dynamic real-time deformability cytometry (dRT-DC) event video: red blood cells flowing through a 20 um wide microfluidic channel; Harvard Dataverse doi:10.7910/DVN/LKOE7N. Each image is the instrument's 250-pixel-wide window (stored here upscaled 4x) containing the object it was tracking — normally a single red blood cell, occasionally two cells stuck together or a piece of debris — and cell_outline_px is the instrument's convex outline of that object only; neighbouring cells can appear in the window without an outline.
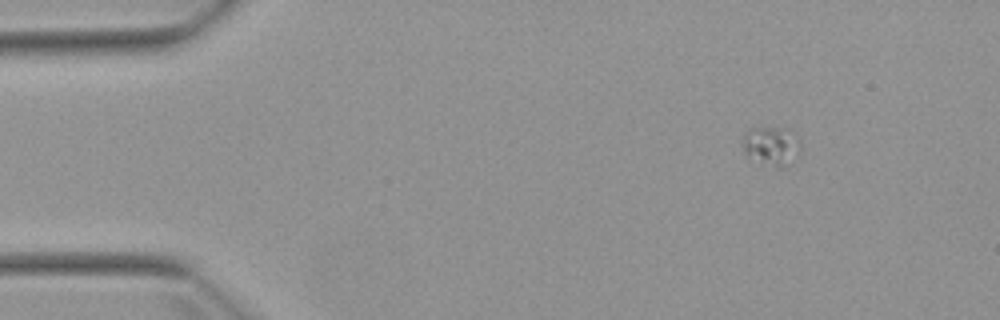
{"species": "Egyptian fruit bat (a non-hibernating species)", "species_latin": "Rousettus aegyptiacus", "temperature_condition": "warm", "stored_images_in_passage": 7, "camera_frame_rate_fps": 3000, "um_per_image_px": 0.085, "animal": {"sex": "female"}, "frame": {"image": 1, "passage_image": 1, "time_ms": 0.0, "image_size_px": [1000, 320], "cell_outline_px": [[800, 148], [784, 168], [780, 168], [748, 156], [744, 152], [744, 136], [752, 128], [788, 128], [800, 140]], "centroid_in_image_um": [65.59, 12.37], "position_along_channel_um": 19.4, "area_um2": 12.48}}